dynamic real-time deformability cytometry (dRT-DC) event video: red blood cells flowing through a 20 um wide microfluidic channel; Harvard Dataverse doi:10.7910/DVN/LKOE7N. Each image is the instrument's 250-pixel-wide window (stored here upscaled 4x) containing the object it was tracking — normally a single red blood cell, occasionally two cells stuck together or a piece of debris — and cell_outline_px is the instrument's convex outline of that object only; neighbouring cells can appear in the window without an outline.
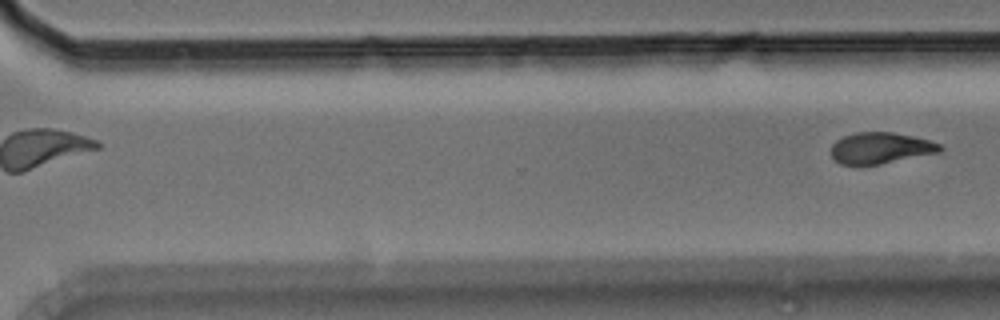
{"species": "Egyptian fruit bat (a non-hibernating species)", "species_latin": "Rousettus aegyptiacus", "temperature_condition": "room temperature", "stored_images_in_passage": 8, "segment_of_instrument_passage": [2, 2], "camera_frame_rate_fps": 3000, "um_per_image_px": 0.085, "animal": {"sex": "male"}, "frame": {"image": 1, "passage_image": 8, "time_ms": 2.333, "image_size_px": [1000, 320], "cell_outline_px": [[944, 148], [940, 152], [880, 164], [840, 164], [832, 156], [832, 144], [836, 140], [844, 136], [856, 132], [892, 132], [912, 136], [928, 140], [940, 144]], "centroid_in_image_um": [74.86, 12.57], "position_along_channel_um": 295.7, "area_um2": 19.59}}